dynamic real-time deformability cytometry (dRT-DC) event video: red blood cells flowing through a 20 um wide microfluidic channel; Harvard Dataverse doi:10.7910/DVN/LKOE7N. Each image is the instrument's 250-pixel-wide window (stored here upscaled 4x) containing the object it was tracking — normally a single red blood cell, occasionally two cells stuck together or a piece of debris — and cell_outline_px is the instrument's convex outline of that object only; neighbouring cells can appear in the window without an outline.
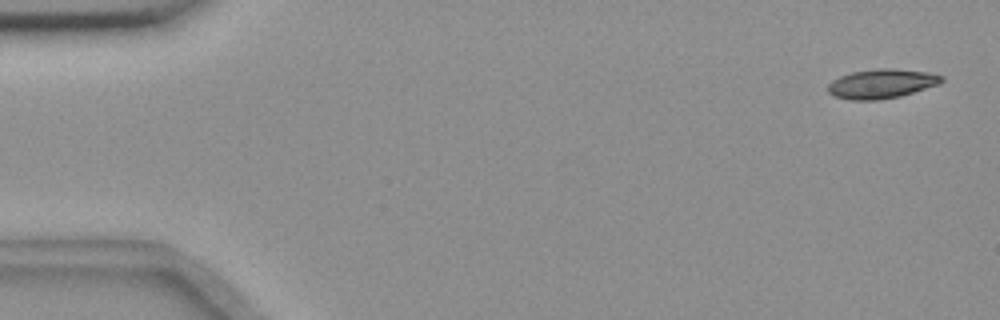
{"species": "common noctule bat (a hibernating species)", "species_latin": "Nyctalus noctula", "temperature_condition": "room temperature", "stored_images_in_passage": 55, "camera_frame_rate_fps": 3000, "um_per_image_px": 0.085, "animal": {"sex": "female", "body_mass_g": 18.4}, "frame": {"image": 1, "passage_image": 2, "time_ms": 0.333, "image_size_px": [1000, 320], "cell_outline_px": [[944, 80], [940, 84], [900, 96], [876, 100], [852, 100], [836, 96], [828, 92], [828, 84], [832, 80], [840, 76], [852, 72], [880, 68], [892, 68], [928, 72], [944, 76]], "centroid_in_image_um": [74.96, 7.11], "position_along_channel_um": 10.0, "area_um2": 19.36}}
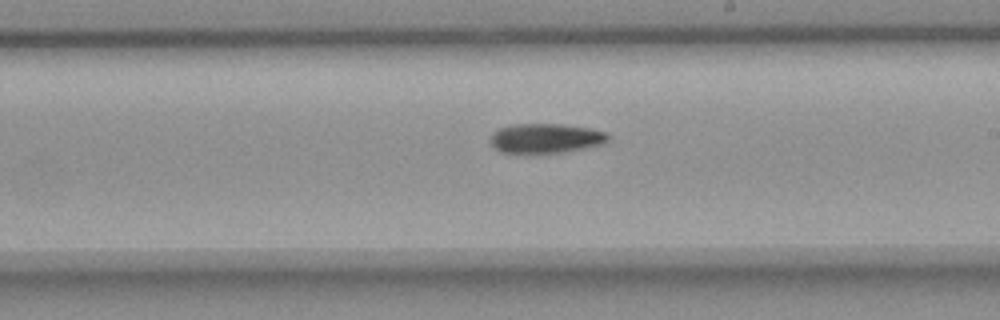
{"frame": {"image": 2, "passage_image": 32, "time_ms": 10.333, "image_size_px": [1000, 320], "cell_outline_px": [[608, 140], [604, 144], [584, 148], [560, 152], [500, 152], [492, 144], [492, 132], [500, 128], [516, 124], [560, 124], [592, 128], [608, 132]], "centroid_in_image_um": [46.44, 11.73], "position_along_channel_um": 242.6, "area_um2": 20.0}}
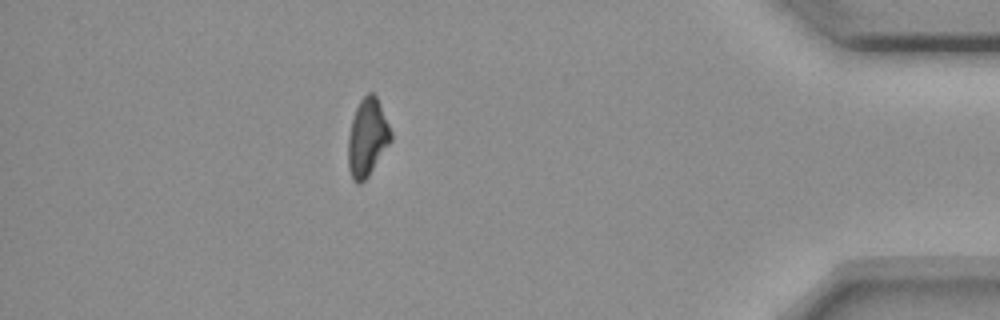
{"frame": {"image": 3, "passage_image": 49, "time_ms": 16.0, "image_size_px": [1000, 320], "cell_outline_px": [[392, 140], [368, 176], [360, 184], [356, 184], [352, 180], [348, 168], [348, 136], [352, 120], [356, 108], [360, 100], [368, 92], [372, 92], [376, 96], [380, 104], [392, 132]], "centroid_in_image_um": [31.22, 11.71], "position_along_channel_um": 404.0, "area_um2": 19.36}, "authors_computed_cell_mechanics": {"area_um2": 19.8832, "velocity_mm_per_s": 3.6438, "shape_relaxation_time_tau1_ms": 8.7487, "shape_relaxation_time_tau2_ms": null, "deformation_change_tau1": 0.1832, "deformation_change_tau2": null}}